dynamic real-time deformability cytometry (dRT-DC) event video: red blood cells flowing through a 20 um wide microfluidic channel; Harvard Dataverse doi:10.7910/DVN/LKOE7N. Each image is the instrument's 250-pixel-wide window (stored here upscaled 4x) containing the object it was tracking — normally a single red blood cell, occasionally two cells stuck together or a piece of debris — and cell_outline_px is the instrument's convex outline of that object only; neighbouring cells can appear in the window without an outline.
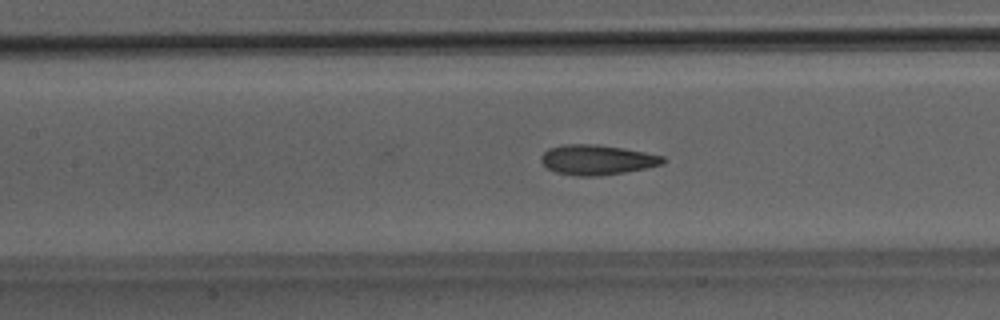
{"species": "Egyptian fruit bat (a non-hibernating species)", "species_latin": "Rousettus aegyptiacus", "temperature_condition": "room temperature", "stored_images_in_passage": 50, "camera_frame_rate_fps": 3000, "um_per_image_px": 0.085, "animal": {"sex": "male"}, "frame": {"image": 1, "passage_image": 22, "time_ms": 7.0, "image_size_px": [1000, 320], "cell_outline_px": [[668, 160], [664, 164], [624, 172], [600, 176], [580, 176], [556, 172], [548, 168], [540, 160], [540, 156], [548, 148], [564, 144], [596, 144], [624, 148], [664, 156]], "centroid_in_image_um": [50.76, 13.57], "position_along_channel_um": 156.6, "area_um2": 21.33}, "authors_computed_cell_mechanics": {"area_um2": 20.9814, "velocity_mm_per_s": 4.0775, "shape_relaxation_time_tau1_ms": 4.7551, "shape_relaxation_time_tau2_ms": 1.1913, "deformation_change_tau1": 0.1536, "deformation_change_tau2": 0.0739}}